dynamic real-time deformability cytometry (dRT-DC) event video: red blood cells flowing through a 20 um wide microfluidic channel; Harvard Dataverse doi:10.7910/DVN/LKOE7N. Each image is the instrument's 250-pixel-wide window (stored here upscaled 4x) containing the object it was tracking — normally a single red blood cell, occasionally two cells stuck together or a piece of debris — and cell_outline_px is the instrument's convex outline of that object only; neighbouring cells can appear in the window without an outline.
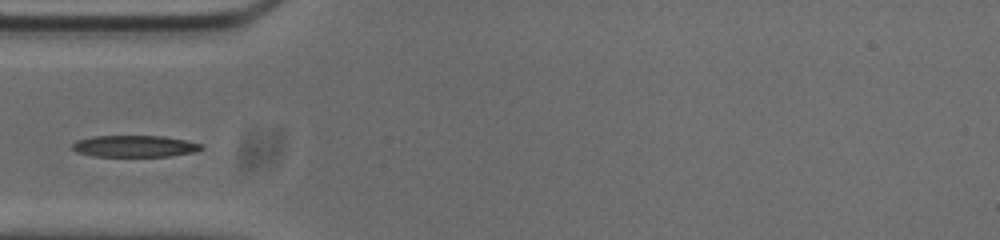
{"species": "common noctule bat (a hibernating species)", "species_latin": "Nyctalus noctula", "temperature_condition": "cold", "stored_images_in_passage": 38, "camera_frame_rate_fps": 3000, "um_per_image_px": 0.085, "animal": {"sex": "male", "body_mass_g": 20.0, "forearm_length_mm": 53.3}, "frame": {"image": 1, "passage_image": 1, "time_ms": 0.0, "image_size_px": [1000, 240], "cell_outline_px": [[204, 148], [196, 152], [168, 156], [92, 156], [76, 152], [72, 148], [72, 144], [76, 140], [92, 136], [164, 136], [204, 144]], "centroid_in_image_um": [11.45, 12.42], "position_along_channel_um": 73.5, "area_um2": 16.36}}
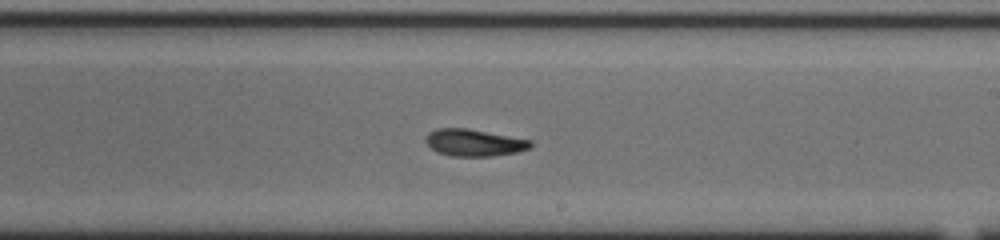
{"frame": {"image": 2, "passage_image": 15, "time_ms": 4.667, "image_size_px": [1000, 240], "cell_outline_px": [[532, 144], [528, 148], [516, 152], [492, 156], [452, 156], [436, 152], [424, 140], [424, 136], [428, 132], [436, 128], [468, 128], [532, 140]], "centroid_in_image_um": [40.25, 12.11], "position_along_channel_um": 248.7, "area_um2": 16.53}}
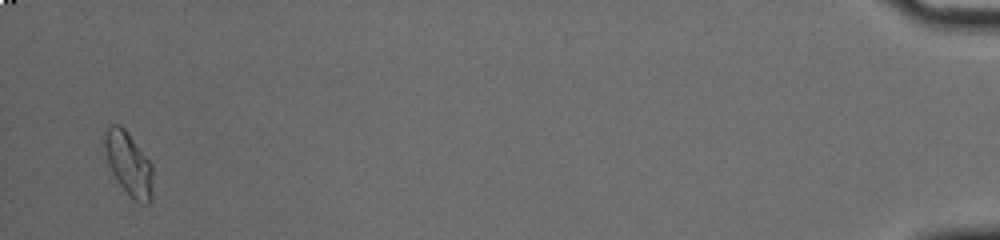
{"frame": {"image": 3, "passage_image": 37, "time_ms": 12.0, "image_size_px": [1000, 240], "cell_outline_px": [[152, 200], [148, 204], [140, 204], [120, 184], [112, 172], [108, 164], [104, 152], [104, 136], [108, 124], [120, 124], [124, 128], [152, 164]], "centroid_in_image_um": [10.93, 13.9], "position_along_channel_um": 424.3, "area_um2": 17.69}}